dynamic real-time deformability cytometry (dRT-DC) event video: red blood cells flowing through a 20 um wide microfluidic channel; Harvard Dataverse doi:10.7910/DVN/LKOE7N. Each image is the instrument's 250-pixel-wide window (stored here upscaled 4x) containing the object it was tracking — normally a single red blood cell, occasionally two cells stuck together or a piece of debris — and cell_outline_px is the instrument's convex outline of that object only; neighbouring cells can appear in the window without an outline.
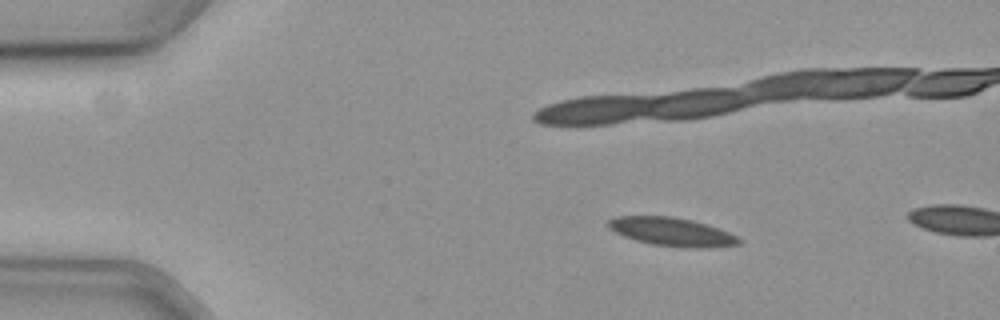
{"species": "common noctule bat (a hibernating species)", "species_latin": "Nyctalus noctula", "temperature_condition": "cold", "stored_images_in_passage": 4, "camera_frame_rate_fps": 3000, "um_per_image_px": 0.085, "animal": {"sex": "female", "body_mass_g": 19.3, "forearm_length_mm": 54.1}, "frame": {"image": 1, "passage_image": 1, "time_ms": 0.0, "image_size_px": [1000, 320], "cell_outline_px": [[744, 240], [740, 244], [704, 248], [692, 248], [652, 244], [636, 240], [624, 236], [608, 228], [604, 224], [608, 220], [616, 216], [672, 216], [692, 220], [728, 232]], "centroid_in_image_um": [57.07, 19.7], "position_along_channel_um": 27.9, "area_um2": 21.56}}